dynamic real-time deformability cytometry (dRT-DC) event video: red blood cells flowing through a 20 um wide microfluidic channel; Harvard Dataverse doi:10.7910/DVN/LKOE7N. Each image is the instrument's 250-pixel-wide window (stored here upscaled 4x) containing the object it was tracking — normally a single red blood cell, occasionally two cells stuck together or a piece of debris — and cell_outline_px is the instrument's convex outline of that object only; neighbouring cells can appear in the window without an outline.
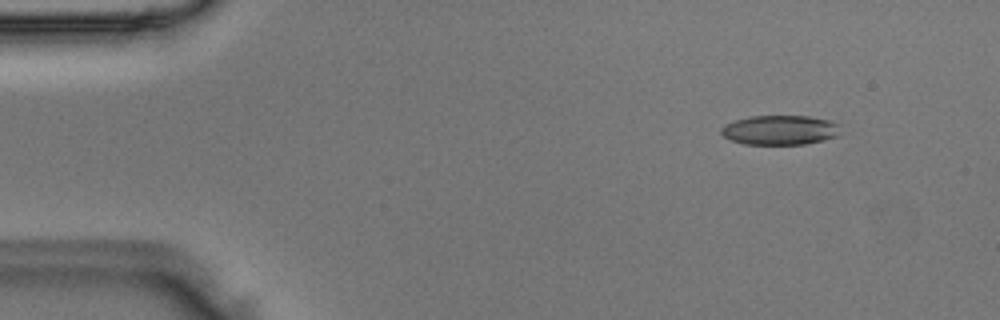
{"species": "Egyptian fruit bat (a non-hibernating species)", "species_latin": "Rousettus aegyptiacus", "temperature_condition": "room temperature", "stored_images_in_passage": 50, "camera_frame_rate_fps": 3000, "um_per_image_px": 0.085, "animal": {"sex": "male"}, "frame": {"image": 1, "passage_image": 6, "time_ms": 1.667, "image_size_px": [1000, 320], "cell_outline_px": [[840, 124], [836, 136], [824, 140], [804, 144], [744, 144], [732, 140], [724, 136], [720, 132], [720, 128], [724, 124], [748, 116], [808, 116], [832, 120]], "centroid_in_image_um": [66.29, 11.04], "position_along_channel_um": 18.7, "area_um2": 20.58}}
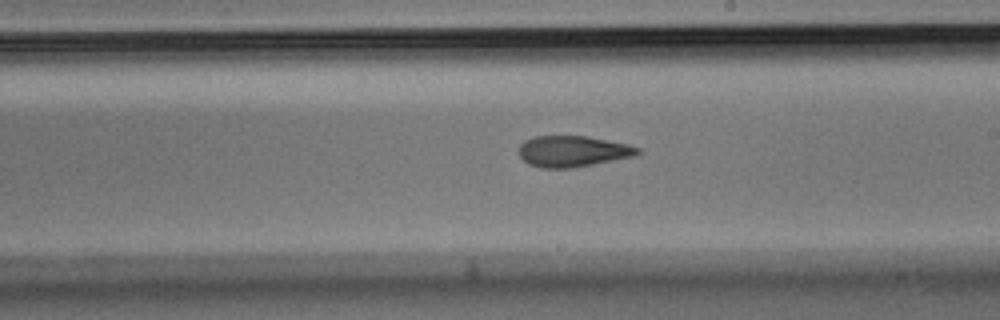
{"frame": {"image": 2, "passage_image": 29, "time_ms": 9.333, "image_size_px": [1000, 320], "cell_outline_px": [[640, 152], [636, 156], [572, 168], [540, 168], [528, 164], [520, 156], [520, 144], [524, 140], [536, 136], [588, 136], [628, 144], [640, 148]], "centroid_in_image_um": [48.7, 12.86], "position_along_channel_um": 240.3, "area_um2": 21.56}}
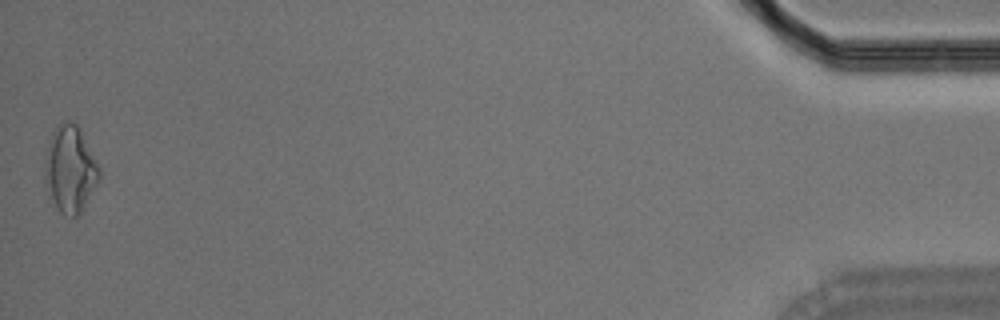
{"frame": {"image": 3, "passage_image": 50, "time_ms": 16.333, "image_size_px": [1000, 320], "cell_outline_px": [[100, 176], [96, 184], [80, 212], [76, 216], [64, 216], [60, 212], [44, 180], [44, 160], [48, 144], [52, 132], [56, 124], [68, 120], [76, 124], [80, 128], [100, 168]], "centroid_in_image_um": [5.95, 14.32], "position_along_channel_um": 429.3, "area_um2": 27.11}}